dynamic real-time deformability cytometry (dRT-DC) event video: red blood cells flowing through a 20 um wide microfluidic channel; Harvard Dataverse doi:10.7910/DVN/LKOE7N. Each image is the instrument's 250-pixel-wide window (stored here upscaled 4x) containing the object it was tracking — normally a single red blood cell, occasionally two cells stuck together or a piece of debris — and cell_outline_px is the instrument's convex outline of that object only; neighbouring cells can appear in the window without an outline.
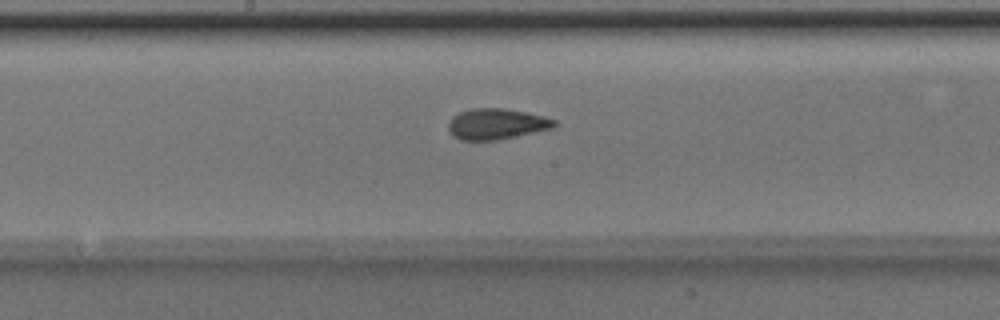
{"species": "Egyptian fruit bat (a non-hibernating species)", "species_latin": "Rousettus aegyptiacus", "temperature_condition": "room temperature", "stored_images_in_passage": 43, "segment_of_instrument_passage": [1, 2], "camera_frame_rate_fps": 3000, "um_per_image_px": 0.085, "animal": {"sex": "male"}, "frame": {"image": 1, "passage_image": 18, "time_ms": 5.667, "image_size_px": [1000, 320], "cell_outline_px": [[556, 124], [552, 128], [496, 140], [460, 140], [452, 136], [448, 132], [448, 124], [452, 116], [460, 112], [472, 108], [504, 108], [544, 116], [556, 120]], "centroid_in_image_um": [42.15, 10.53], "position_along_channel_um": 206.1, "area_um2": 18.96}}
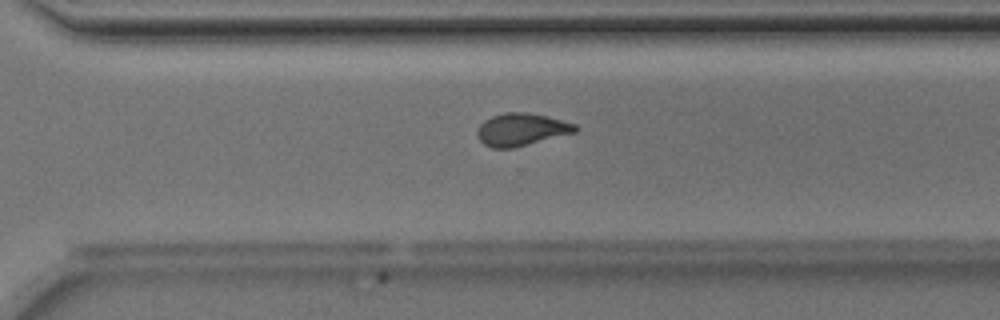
{"frame": {"image": 2, "passage_image": 27, "time_ms": 8.667, "image_size_px": [1000, 320], "cell_outline_px": [[580, 128], [576, 132], [512, 148], [492, 148], [484, 144], [476, 136], [476, 132], [480, 124], [484, 120], [492, 116], [504, 112], [528, 112], [576, 124]], "centroid_in_image_um": [44.29, 11.0], "position_along_channel_um": 326.3, "area_um2": 18.5}}
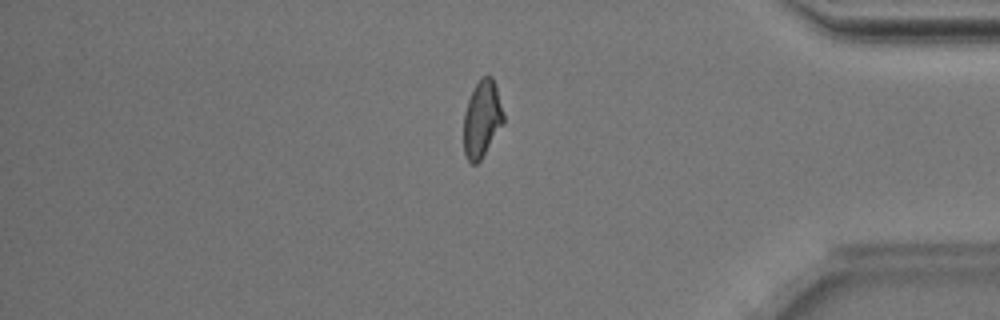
{"frame": {"image": 3, "passage_image": 34, "time_ms": 11.0, "image_size_px": [1000, 320], "cell_outline_px": [[504, 124], [480, 160], [476, 164], [472, 164], [468, 160], [464, 152], [464, 112], [468, 100], [476, 84], [484, 76], [492, 76], [496, 88], [504, 116]], "centroid_in_image_um": [40.97, 10.14], "position_along_channel_um": 394.2, "area_um2": 17.57}}